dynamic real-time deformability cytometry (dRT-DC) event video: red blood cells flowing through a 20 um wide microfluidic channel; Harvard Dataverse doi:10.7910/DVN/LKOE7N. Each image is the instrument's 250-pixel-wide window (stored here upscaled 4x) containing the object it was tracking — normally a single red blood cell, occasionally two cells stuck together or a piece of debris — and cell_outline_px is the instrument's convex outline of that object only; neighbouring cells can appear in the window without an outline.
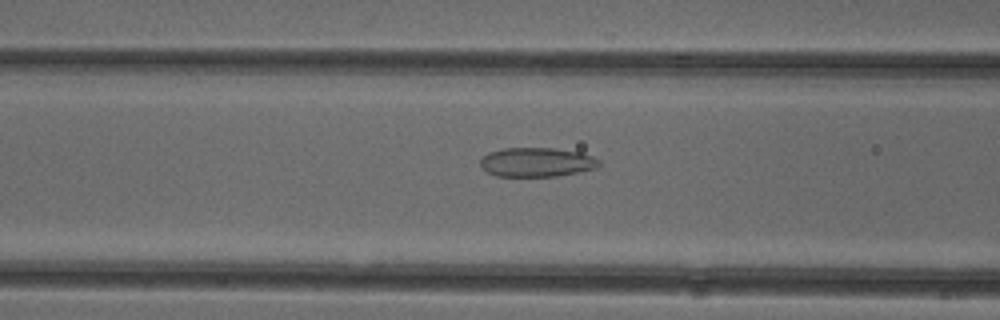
{"species": "common noctule bat (a hibernating species)", "species_latin": "Nyctalus noctula", "temperature_condition": "cold", "stored_images_in_passage": 38, "camera_frame_rate_fps": 3000, "um_per_image_px": 0.085, "animal": {"sex": "female"}, "frame": {"image": 1, "passage_image": 12, "time_ms": 3.667, "image_size_px": [1000, 320], "cell_outline_px": [[600, 164], [596, 168], [580, 172], [556, 176], [496, 176], [488, 172], [480, 164], [480, 160], [488, 152], [504, 148], [556, 148], [580, 152], [592, 156], [600, 160]], "centroid_in_image_um": [45.64, 13.78], "position_along_channel_um": 121.0, "area_um2": 20.23}}
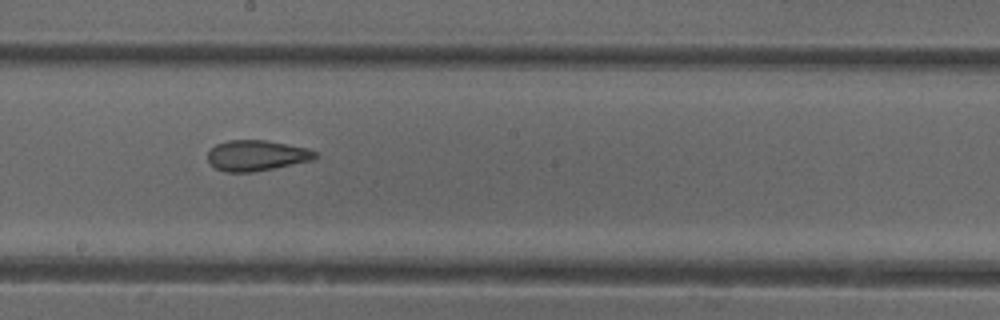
{"frame": {"image": 2, "passage_image": 20, "time_ms": 6.333, "image_size_px": [1000, 320], "cell_outline_px": [[320, 156], [312, 160], [252, 172], [224, 172], [216, 168], [208, 160], [208, 152], [216, 144], [228, 140], [264, 140], [308, 148], [316, 152]], "centroid_in_image_um": [21.81, 13.21], "position_along_channel_um": 226.4, "area_um2": 19.02}}
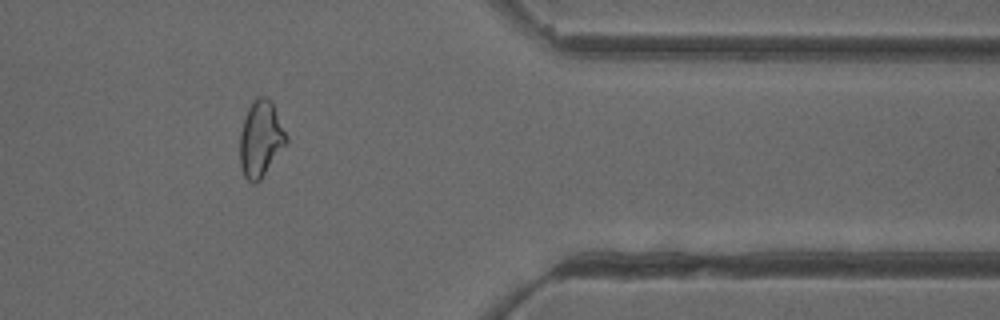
{"frame": {"image": 3, "passage_image": 34, "time_ms": 11.0, "image_size_px": [1000, 320], "cell_outline_px": [[288, 140], [260, 180], [256, 184], [252, 184], [244, 176], [240, 168], [240, 132], [244, 116], [252, 100], [256, 96], [268, 96], [272, 100], [288, 136]], "centroid_in_image_um": [22.15, 11.76], "position_along_channel_um": 389.3, "area_um2": 20.87}, "authors_computed_cell_mechanics": {"area_um2": 19.941, "velocity_mm_per_s": 3.9474, "shape_relaxation_time_tau1_ms": null, "shape_relaxation_time_tau2_ms": 2.0559, "deformation_change_tau1": null, "deformation_change_tau2": 0.1021}}